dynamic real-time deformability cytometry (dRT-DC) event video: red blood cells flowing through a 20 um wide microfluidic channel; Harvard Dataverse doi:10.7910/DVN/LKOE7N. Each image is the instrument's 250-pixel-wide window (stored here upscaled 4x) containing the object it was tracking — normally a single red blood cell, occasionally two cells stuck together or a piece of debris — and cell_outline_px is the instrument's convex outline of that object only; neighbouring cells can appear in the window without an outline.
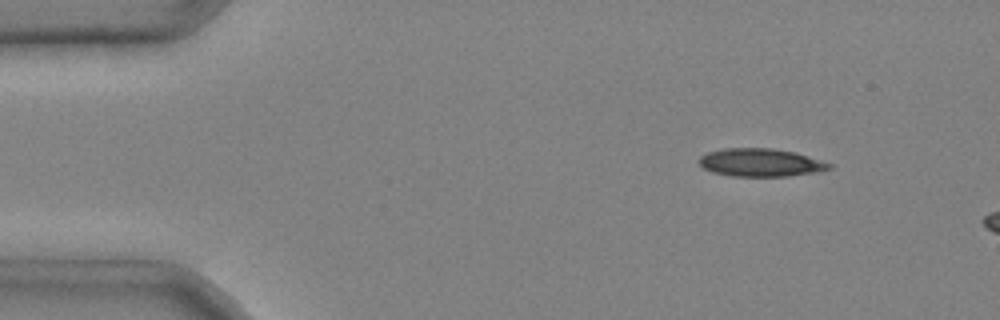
{"species": "common noctule bat (a hibernating species)", "species_latin": "Nyctalus noctula", "temperature_condition": "cold", "stored_images_in_passage": 2, "camera_frame_rate_fps": 3000, "um_per_image_px": 0.085, "animal": {"sex": "male", "body_mass_g": 20.4}, "frame": {"image": 1, "passage_image": 1, "time_ms": 0.0, "image_size_px": [1000, 320], "cell_outline_px": [[832, 168], [816, 172], [788, 176], [732, 176], [712, 172], [704, 168], [696, 160], [700, 156], [708, 152], [724, 148], [772, 148], [796, 152], [832, 164]], "centroid_in_image_um": [64.63, 13.81], "position_along_channel_um": 20.4, "area_um2": 21.27}}